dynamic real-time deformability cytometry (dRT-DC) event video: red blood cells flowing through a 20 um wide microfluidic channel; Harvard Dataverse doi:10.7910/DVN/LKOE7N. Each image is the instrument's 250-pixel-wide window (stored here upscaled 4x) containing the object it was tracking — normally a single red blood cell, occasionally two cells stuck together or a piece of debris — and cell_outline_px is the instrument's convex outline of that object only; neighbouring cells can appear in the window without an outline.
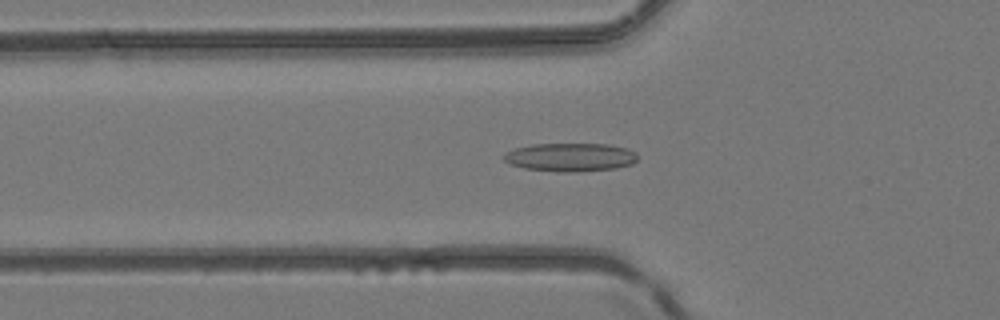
{"species": "common noctule bat (a hibernating species)", "species_latin": "Nyctalus noctula", "temperature_condition": "room temperature", "stored_images_in_passage": 32, "camera_frame_rate_fps": 3000, "um_per_image_px": 0.085, "animal": {"sex": "female", "body_mass_g": 24.6, "forearm_length_mm": 56.2}, "frame": {"image": 1, "passage_image": 2, "time_ms": 0.333, "image_size_px": [1000, 320], "cell_outline_px": [[636, 160], [632, 164], [616, 168], [576, 172], [556, 172], [524, 168], [512, 164], [504, 160], [504, 152], [516, 148], [532, 144], [608, 144], [628, 148], [636, 152]], "centroid_in_image_um": [48.49, 13.36], "position_along_channel_um": 77.3, "area_um2": 22.2}}
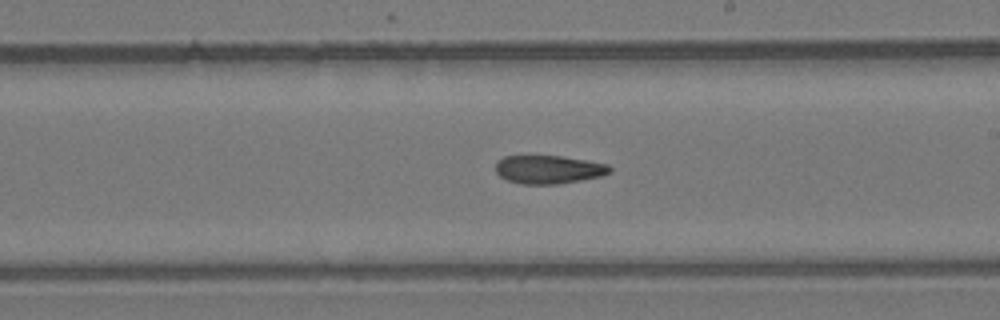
{"frame": {"image": 2, "passage_image": 13, "time_ms": 4.0, "image_size_px": [1000, 320], "cell_outline_px": [[612, 172], [600, 176], [580, 180], [556, 184], [520, 184], [508, 180], [500, 176], [496, 172], [496, 160], [504, 156], [560, 156], [608, 164], [612, 168]], "centroid_in_image_um": [46.61, 14.4], "position_along_channel_um": 242.4, "area_um2": 18.79}}
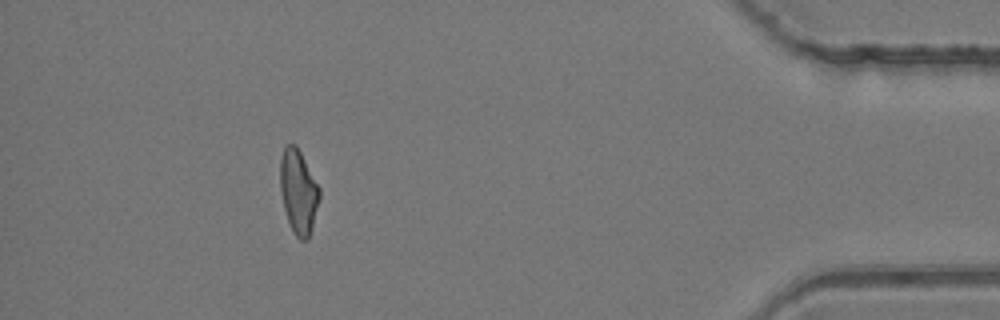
{"frame": {"image": 3, "passage_image": 28, "time_ms": 9.0, "image_size_px": [1000, 320], "cell_outline_px": [[320, 200], [312, 228], [308, 240], [300, 240], [296, 236], [288, 220], [284, 208], [280, 192], [280, 160], [284, 148], [288, 144], [296, 144], [320, 188]], "centroid_in_image_um": [25.37, 16.3], "position_along_channel_um": 409.8, "area_um2": 19.25}}